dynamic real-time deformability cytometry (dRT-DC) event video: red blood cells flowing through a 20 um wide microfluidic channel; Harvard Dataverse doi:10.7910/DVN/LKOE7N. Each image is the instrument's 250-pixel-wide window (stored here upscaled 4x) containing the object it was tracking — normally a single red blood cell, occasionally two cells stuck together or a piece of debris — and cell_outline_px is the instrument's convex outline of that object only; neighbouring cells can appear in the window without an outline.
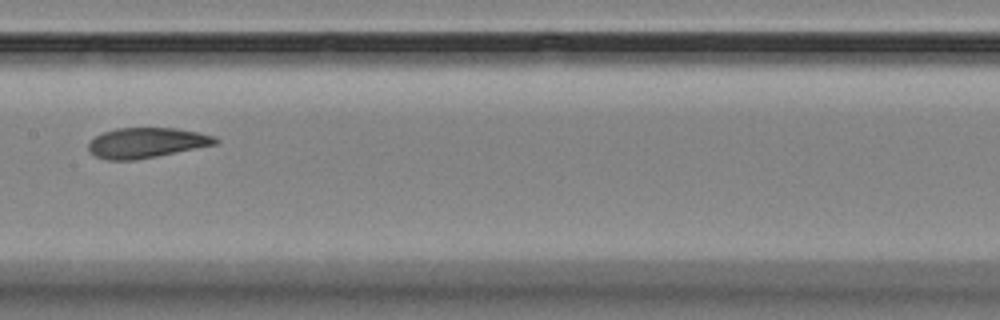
{"species": "Egyptian fruit bat (a non-hibernating species)", "species_latin": "Rousettus aegyptiacus", "temperature_condition": "room temperature", "stored_images_in_passage": 12, "camera_frame_rate_fps": 3000, "um_per_image_px": 0.085, "animal": {"sex": "female"}, "frame": {"image": 1, "passage_image": 4, "time_ms": 4.333, "image_size_px": [1000, 320], "cell_outline_px": [[220, 140], [216, 144], [136, 160], [108, 160], [96, 156], [88, 148], [88, 144], [96, 136], [104, 132], [116, 128], [176, 128], [216, 136]], "centroid_in_image_um": [12.46, 12.13], "position_along_channel_um": 194.9, "area_um2": 22.08}}
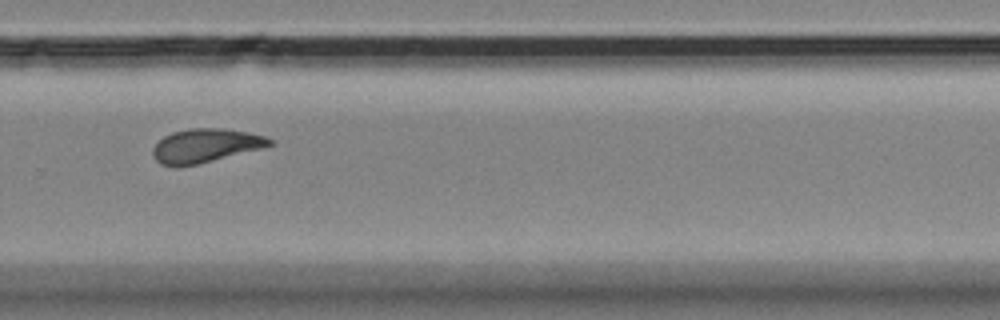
{"frame": {"image": 2, "passage_image": 7, "time_ms": 7.667, "image_size_px": [1000, 320], "cell_outline_px": [[272, 144], [264, 148], [196, 164], [176, 168], [160, 164], [152, 156], [152, 148], [164, 136], [172, 132], [188, 128], [224, 128], [248, 132], [264, 136], [272, 140]], "centroid_in_image_um": [17.42, 12.38], "position_along_channel_um": 312.4, "area_um2": 23.12}}
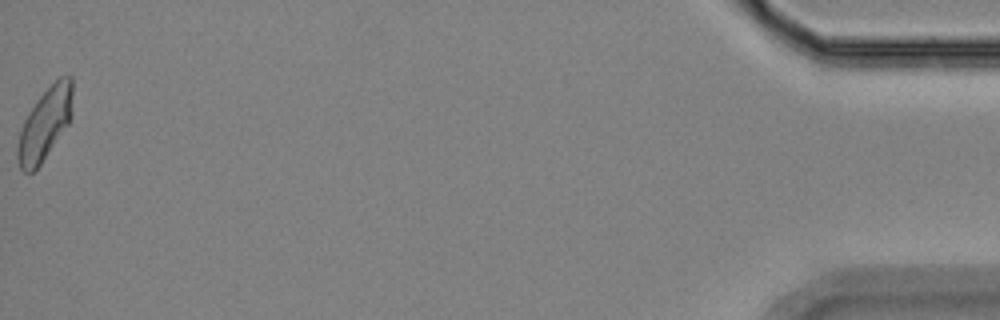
{"frame": {"image": 3, "passage_image": 12, "time_ms": 13.667, "image_size_px": [1000, 320], "cell_outline_px": [[72, 116], [68, 124], [40, 164], [32, 172], [24, 172], [20, 168], [16, 156], [16, 148], [20, 132], [24, 120], [28, 112], [36, 100], [60, 76], [72, 76]], "centroid_in_image_um": [3.81, 10.53], "position_along_channel_um": 431.4, "area_um2": 22.83}, "authors_computed_cell_mechanics": {"area_um2": 22.3975, "velocity_mm_per_s": 3.5226, "shape_relaxation_time_tau1_ms": 6.175, "shape_relaxation_time_tau2_ms": 8.616, "deformation_change_tau1": 0.1793, "deformation_change_tau2": 0.1124}}